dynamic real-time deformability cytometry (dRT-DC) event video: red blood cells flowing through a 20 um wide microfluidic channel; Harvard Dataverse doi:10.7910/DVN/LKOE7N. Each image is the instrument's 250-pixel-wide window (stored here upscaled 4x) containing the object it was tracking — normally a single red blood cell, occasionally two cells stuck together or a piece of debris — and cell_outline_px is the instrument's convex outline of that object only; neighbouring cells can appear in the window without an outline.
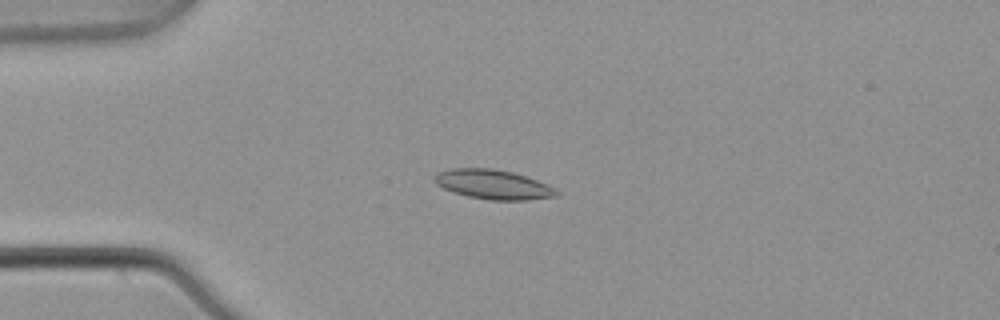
{"species": "common noctule bat (a hibernating species)", "species_latin": "Nyctalus noctula", "temperature_condition": "warm", "stored_images_in_passage": 7, "camera_frame_rate_fps": 3000, "um_per_image_px": 0.085, "animal": {"sex": "male", "body_mass_g": 21.5, "forearm_length_mm": 52.0}, "frame": {"image": 1, "passage_image": 4, "time_ms": 1.0, "image_size_px": [1000, 320], "cell_outline_px": [[560, 196], [528, 200], [488, 200], [468, 196], [452, 192], [436, 184], [432, 180], [432, 176], [436, 172], [452, 168], [492, 168], [512, 172], [548, 184], [556, 188], [560, 192]], "centroid_in_image_um": [41.91, 15.68], "position_along_channel_um": 43.1, "area_um2": 21.27}}
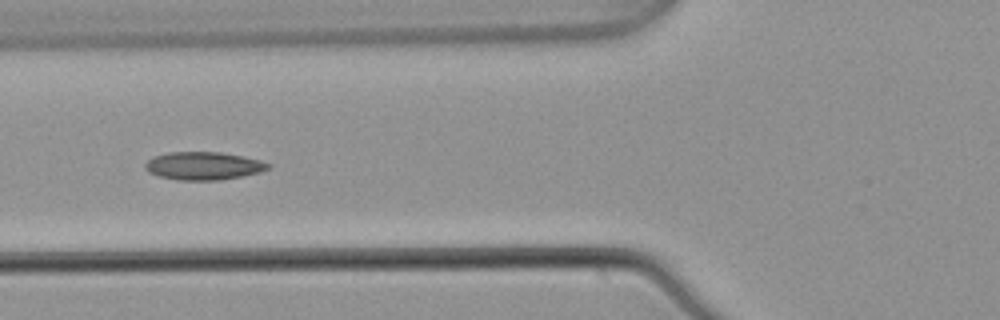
{"frame": {"image": 2, "passage_image": 6, "time_ms": 1.667, "image_size_px": [1000, 320], "cell_outline_px": [[272, 164], [268, 168], [260, 172], [220, 180], [176, 180], [160, 176], [148, 172], [144, 168], [144, 164], [148, 160], [156, 156], [168, 152], [220, 152], [260, 160]], "centroid_in_image_um": [17.27, 14.1], "position_along_channel_um": 108.5, "area_um2": 19.88}}
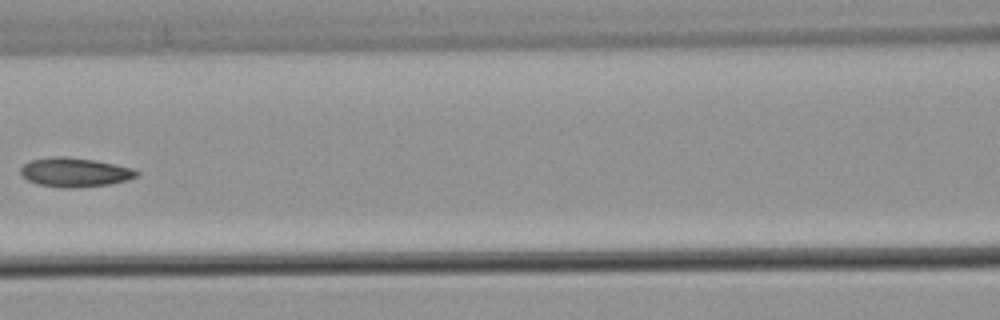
{"frame": {"image": 3, "passage_image": 7, "time_ms": 2.0, "image_size_px": [1000, 320], "cell_outline_px": [[140, 176], [128, 180], [108, 184], [72, 188], [60, 188], [36, 184], [28, 180], [20, 172], [20, 168], [28, 160], [56, 156], [64, 156], [96, 160], [132, 168], [140, 172]], "centroid_in_image_um": [6.36, 14.64], "position_along_channel_um": 160.2, "area_um2": 19.88}}